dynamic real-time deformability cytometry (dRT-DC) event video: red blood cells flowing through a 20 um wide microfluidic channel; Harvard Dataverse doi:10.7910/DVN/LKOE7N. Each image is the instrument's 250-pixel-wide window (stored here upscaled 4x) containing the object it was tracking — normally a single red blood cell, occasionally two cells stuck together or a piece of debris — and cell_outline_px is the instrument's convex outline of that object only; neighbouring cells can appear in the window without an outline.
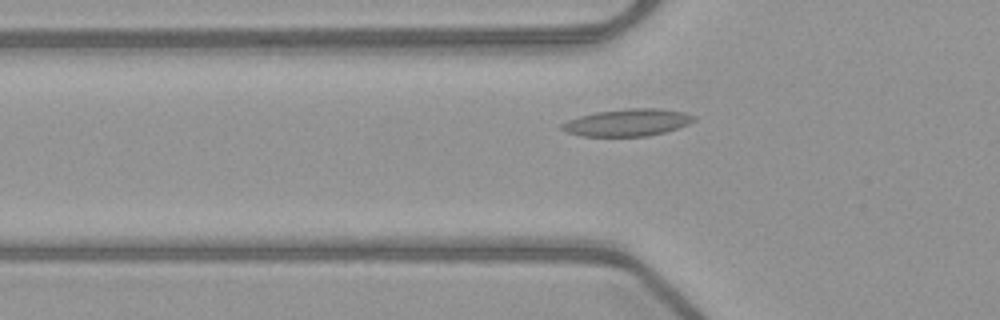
{"species": "common noctule bat (a hibernating species)", "species_latin": "Nyctalus noctula", "temperature_condition": "warm", "stored_images_in_passage": 43, "camera_frame_rate_fps": 3000, "um_per_image_px": 0.085, "animal": {"sex": "female", "body_mass_g": 21.9}, "frame": {"image": 1, "passage_image": 13, "time_ms": 4.0, "image_size_px": [1000, 320], "cell_outline_px": [[696, 120], [688, 124], [664, 132], [648, 136], [580, 136], [568, 132], [560, 128], [560, 124], [568, 120], [580, 116], [596, 112], [628, 108], [660, 108], [684, 112], [696, 116]], "centroid_in_image_um": [53.35, 10.41], "position_along_channel_um": 72.5, "area_um2": 20.87}}
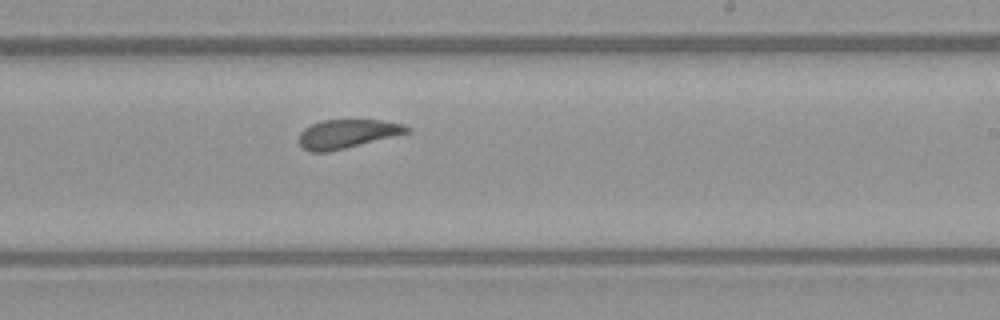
{"frame": {"image": 2, "passage_image": 27, "time_ms": 8.667, "image_size_px": [1000, 320], "cell_outline_px": [[412, 132], [328, 152], [312, 152], [304, 148], [300, 144], [300, 132], [304, 128], [320, 120], [380, 120], [404, 124], [412, 128]], "centroid_in_image_um": [29.56, 11.36], "position_along_channel_um": 259.4, "area_um2": 18.09}}
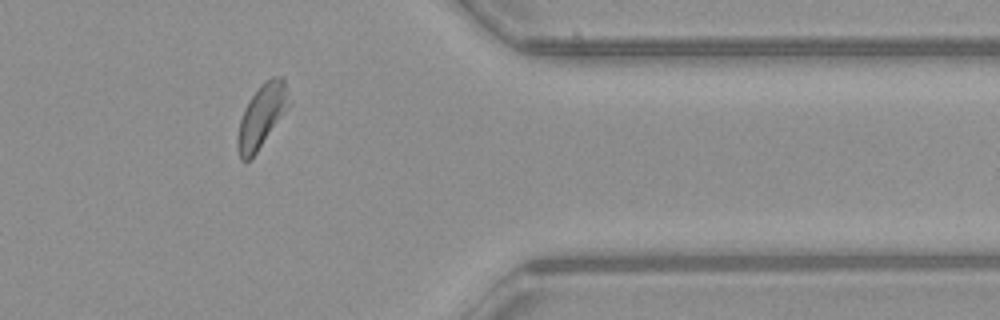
{"frame": {"image": 3, "passage_image": 38, "time_ms": 12.333, "image_size_px": [1000, 320], "cell_outline_px": [[292, 104], [256, 152], [248, 160], [240, 160], [236, 148], [236, 136], [240, 120], [244, 108], [248, 100], [260, 84], [272, 76], [280, 76], [284, 80]], "centroid_in_image_um": [22.24, 9.84], "position_along_channel_um": 389.2, "area_um2": 19.13}}